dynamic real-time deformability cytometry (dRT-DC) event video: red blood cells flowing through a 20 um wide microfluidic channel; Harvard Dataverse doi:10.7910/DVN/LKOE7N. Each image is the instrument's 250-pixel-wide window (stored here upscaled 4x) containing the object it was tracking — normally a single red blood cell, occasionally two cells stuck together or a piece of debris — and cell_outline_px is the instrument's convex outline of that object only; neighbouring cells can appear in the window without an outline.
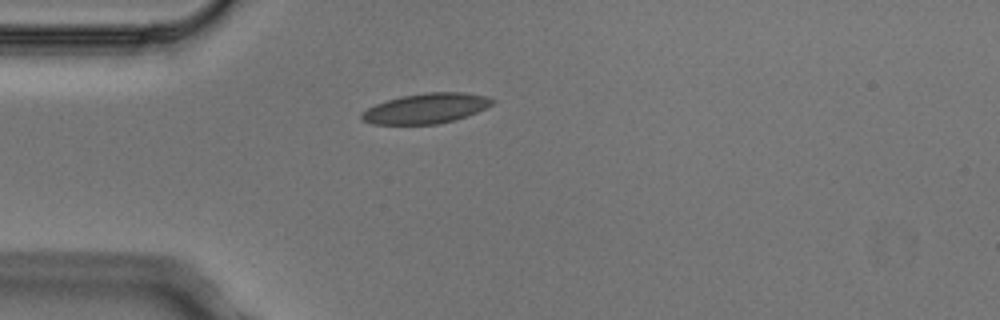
{"species": "Egyptian fruit bat (a non-hibernating species)", "species_latin": "Rousettus aegyptiacus", "temperature_condition": "cold", "stored_images_in_passage": 2, "camera_frame_rate_fps": 3000, "um_per_image_px": 0.085, "animal": {"sex": "male"}, "frame": {"image": 1, "passage_image": 1, "time_ms": 0.0, "image_size_px": [1000, 320], "cell_outline_px": [[496, 100], [492, 104], [476, 112], [456, 120], [440, 124], [372, 124], [360, 120], [360, 112], [376, 104], [400, 96], [428, 92], [464, 92], [488, 96]], "centroid_in_image_um": [36.2, 9.21], "position_along_channel_um": 48.8, "area_um2": 23.06}}